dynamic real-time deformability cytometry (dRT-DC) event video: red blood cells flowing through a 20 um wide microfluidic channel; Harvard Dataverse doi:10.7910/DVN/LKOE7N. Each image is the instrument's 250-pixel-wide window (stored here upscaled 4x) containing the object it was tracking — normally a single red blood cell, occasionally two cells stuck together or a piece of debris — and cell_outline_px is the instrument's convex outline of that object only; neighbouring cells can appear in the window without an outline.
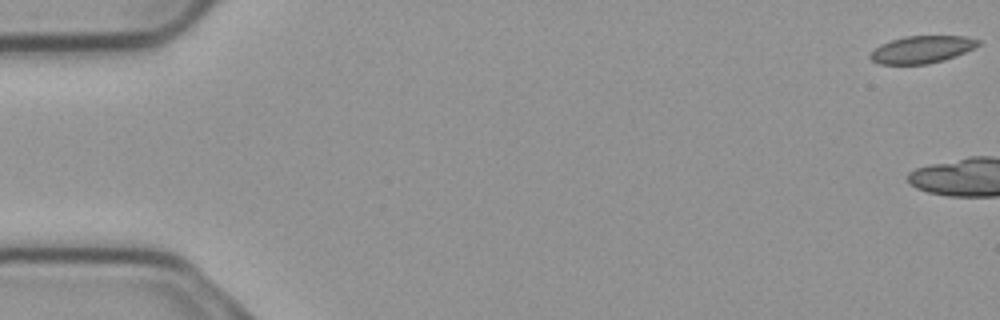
{"species": "common noctule bat (a hibernating species)", "species_latin": "Nyctalus noctula", "temperature_condition": "cold", "stored_images_in_passage": 7, "camera_frame_rate_fps": 3000, "um_per_image_px": 0.085, "animal": {"sex": "male", "body_mass_g": 23.1, "forearm_length_mm": 52.7}, "frame": {"image": 1, "passage_image": 1, "time_ms": 0.0, "image_size_px": [1000, 320], "cell_outline_px": [[980, 44], [976, 48], [956, 56], [944, 60], [928, 64], [880, 64], [872, 60], [868, 56], [880, 44], [904, 36], [964, 36], [980, 40]], "centroid_in_image_um": [78.39, 4.2], "position_along_channel_um": 6.6, "area_um2": 17.22}}